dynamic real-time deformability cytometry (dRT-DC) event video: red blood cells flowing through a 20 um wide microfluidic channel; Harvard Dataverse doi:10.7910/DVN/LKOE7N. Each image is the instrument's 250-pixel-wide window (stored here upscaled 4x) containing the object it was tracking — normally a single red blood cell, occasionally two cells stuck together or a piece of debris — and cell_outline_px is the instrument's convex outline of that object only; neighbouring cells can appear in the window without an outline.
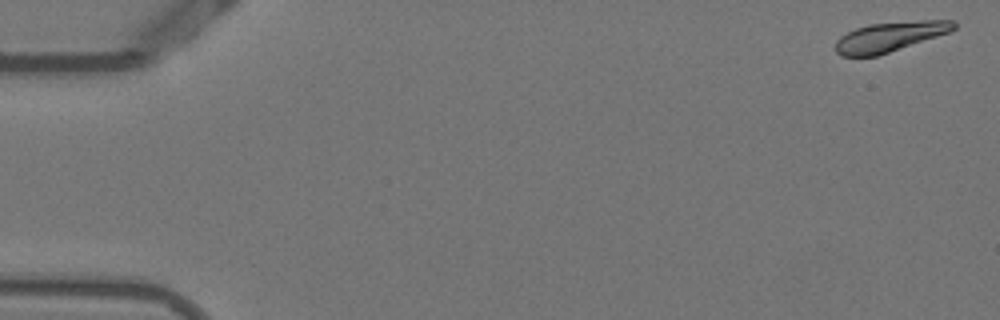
{"species": "Egyptian fruit bat (a non-hibernating species)", "species_latin": "Rousettus aegyptiacus", "temperature_condition": "warm", "stored_images_in_passage": 54, "camera_frame_rate_fps": 3000, "um_per_image_px": 0.085, "animal": {"sex": "female"}, "frame": {"image": 1, "passage_image": 2, "time_ms": 0.333, "image_size_px": [1000, 320], "cell_outline_px": [[956, 28], [948, 32], [876, 56], [840, 56], [836, 52], [836, 40], [840, 36], [856, 28], [868, 24], [920, 20], [956, 20]], "centroid_in_image_um": [75.61, 3.11], "position_along_channel_um": 9.4, "area_um2": 20.23}}
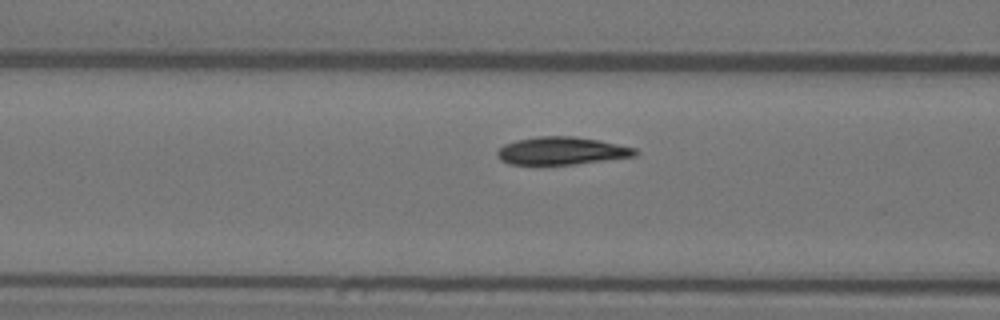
{"frame": {"image": 2, "passage_image": 22, "time_ms": 7.0, "image_size_px": [1000, 320], "cell_outline_px": [[640, 152], [636, 156], [576, 164], [508, 164], [500, 160], [496, 156], [496, 152], [504, 144], [516, 140], [536, 136], [572, 136], [600, 140], [636, 148]], "centroid_in_image_um": [47.75, 12.82], "position_along_channel_um": 118.9, "area_um2": 22.43}}
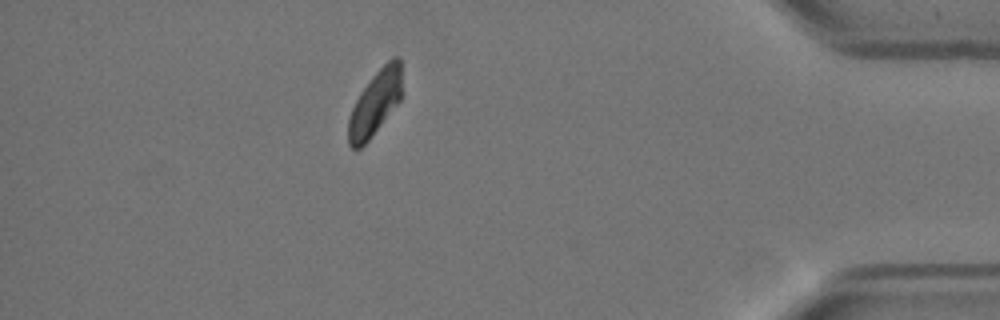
{"frame": {"image": 3, "passage_image": 48, "time_ms": 15.667, "image_size_px": [1000, 320], "cell_outline_px": [[404, 92], [400, 100], [372, 136], [360, 148], [352, 148], [348, 144], [348, 120], [352, 108], [360, 92], [372, 76], [392, 56], [400, 56]], "centroid_in_image_um": [31.93, 8.7], "position_along_channel_um": 403.3, "area_um2": 20.46}, "authors_computed_cell_mechanics": {"area_um2": 21.964, "velocity_mm_per_s": 3.7962, "shape_relaxation_time_tau1_ms": 3.3706, "shape_relaxation_time_tau2_ms": null, "deformation_change_tau1": 0.136, "deformation_change_tau2": null}}